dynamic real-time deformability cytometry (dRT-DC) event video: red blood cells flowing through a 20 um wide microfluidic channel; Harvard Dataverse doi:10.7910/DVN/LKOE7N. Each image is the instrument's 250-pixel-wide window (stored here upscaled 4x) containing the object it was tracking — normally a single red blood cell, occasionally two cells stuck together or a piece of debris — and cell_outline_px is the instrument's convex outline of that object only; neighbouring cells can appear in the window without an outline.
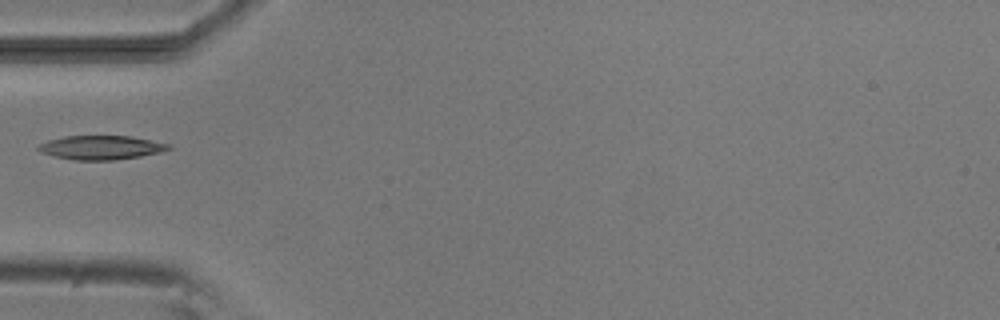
{"species": "common noctule bat (a hibernating species)", "species_latin": "Nyctalus noctula", "temperature_condition": "room temperature", "stored_images_in_passage": 6, "camera_frame_rate_fps": 3000, "um_per_image_px": 0.085, "animal": {"sex": "male", "body_mass_g": 20.5, "forearm_length_mm": 52.5}, "frame": {"image": 1, "passage_image": 5, "time_ms": 5.333, "image_size_px": [1000, 320], "cell_outline_px": [[172, 148], [160, 152], [140, 156], [116, 160], [76, 160], [56, 156], [40, 152], [36, 148], [40, 144], [48, 140], [64, 136], [132, 136], [172, 144]], "centroid_in_image_um": [8.63, 12.53], "position_along_channel_um": 76.4, "area_um2": 18.21}}
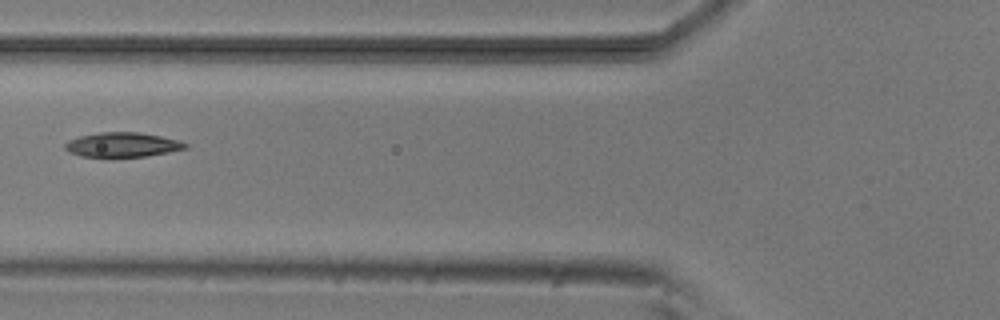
{"frame": {"image": 2, "passage_image": 6, "time_ms": 6.333, "image_size_px": [1000, 320], "cell_outline_px": [[188, 148], [168, 152], [144, 156], [108, 160], [80, 156], [68, 152], [64, 148], [64, 144], [68, 140], [80, 136], [100, 132], [140, 132], [160, 136], [176, 140], [188, 144]], "centroid_in_image_um": [10.32, 12.35], "position_along_channel_um": 115.5, "area_um2": 17.92}}